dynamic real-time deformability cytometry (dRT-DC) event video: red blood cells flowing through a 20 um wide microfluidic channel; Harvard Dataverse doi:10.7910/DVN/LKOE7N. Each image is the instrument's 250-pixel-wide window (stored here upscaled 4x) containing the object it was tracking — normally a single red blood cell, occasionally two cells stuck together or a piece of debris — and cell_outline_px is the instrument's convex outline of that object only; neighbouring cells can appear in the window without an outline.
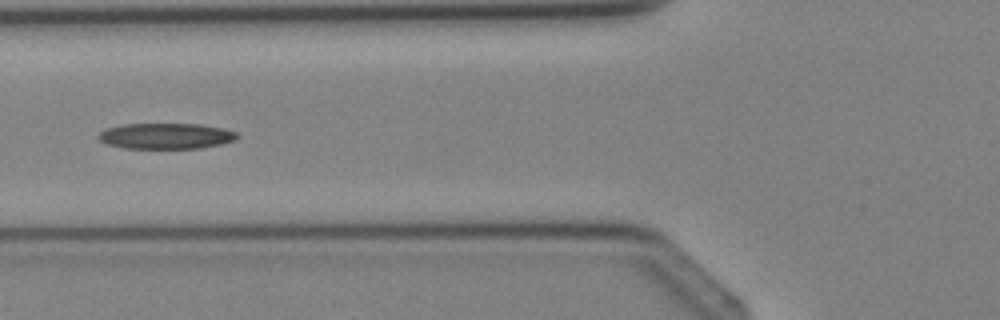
{"species": "Egyptian fruit bat (a non-hibernating species)", "species_latin": "Rousettus aegyptiacus", "temperature_condition": "cold", "stored_images_in_passage": 5, "camera_frame_rate_fps": 3000, "um_per_image_px": 0.085, "animal": {"sex": "female"}, "frame": {"image": 1, "passage_image": 5, "time_ms": 4.667, "image_size_px": [1000, 320], "cell_outline_px": [[240, 136], [236, 140], [220, 144], [200, 148], [124, 148], [108, 144], [96, 140], [96, 136], [104, 128], [124, 124], [200, 124], [224, 128], [236, 132]], "centroid_in_image_um": [14.08, 11.55], "position_along_channel_um": 111.7, "area_um2": 21.04}}